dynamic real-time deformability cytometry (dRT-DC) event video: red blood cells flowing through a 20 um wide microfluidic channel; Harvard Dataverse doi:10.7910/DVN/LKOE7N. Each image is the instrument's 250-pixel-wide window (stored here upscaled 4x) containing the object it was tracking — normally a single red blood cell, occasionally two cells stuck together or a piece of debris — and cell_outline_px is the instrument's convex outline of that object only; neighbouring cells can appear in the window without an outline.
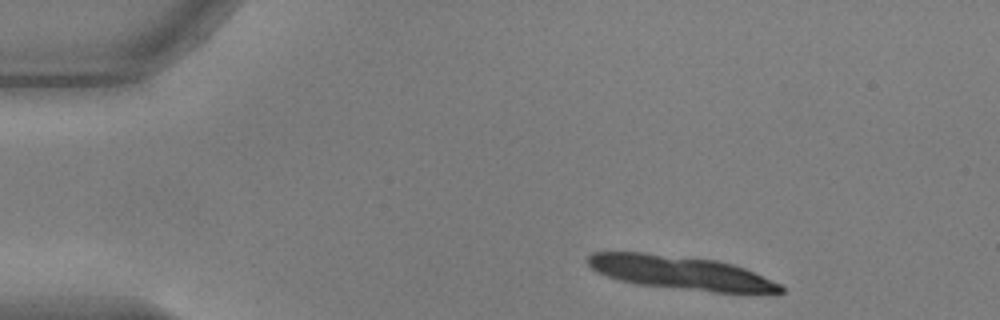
{"species": "common noctule bat (a hibernating species)", "species_latin": "Nyctalus noctula", "temperature_condition": "warm", "stored_images_in_passage": 10, "camera_frame_rate_fps": 3000, "um_per_image_px": 0.085, "animal": {"sex": "male", "body_mass_g": 17.9, "forearm_length_mm": 54.2}, "frame": {"image": 1, "passage_image": 3, "time_ms": 0.667, "image_size_px": [1000, 320], "cell_outline_px": [[784, 292], [712, 292], [636, 284], [620, 280], [596, 272], [588, 264], [588, 256], [592, 252], [644, 252], [716, 260], [732, 264], [744, 268], [780, 284], [784, 288]], "centroid_in_image_um": [57.8, 23.17], "position_along_channel_um": 27.2, "area_um2": 37.4}}